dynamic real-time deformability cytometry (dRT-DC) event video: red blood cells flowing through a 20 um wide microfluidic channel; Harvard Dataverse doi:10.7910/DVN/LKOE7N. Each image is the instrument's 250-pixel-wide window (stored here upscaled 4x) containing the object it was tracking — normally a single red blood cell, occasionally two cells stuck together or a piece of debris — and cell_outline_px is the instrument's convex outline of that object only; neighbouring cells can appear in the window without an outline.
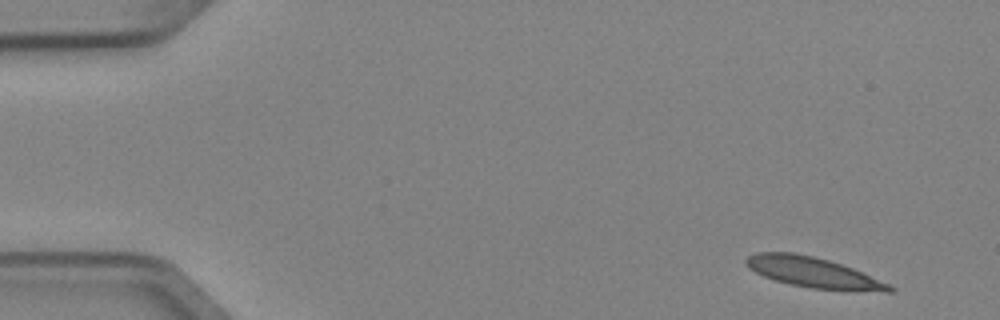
{"species": "Egyptian fruit bat (a non-hibernating species)", "species_latin": "Rousettus aegyptiacus", "temperature_condition": "cold", "stored_images_in_passage": 5, "camera_frame_rate_fps": 3000, "um_per_image_px": 0.085, "animal": {"sex": "female"}, "frame": {"image": 1, "passage_image": 1, "time_ms": 0.0, "image_size_px": [1000, 320], "cell_outline_px": [[896, 292], [884, 292], [812, 288], [792, 284], [776, 280], [764, 276], [748, 268], [744, 260], [748, 256], [756, 252], [792, 252], [812, 256], [828, 260], [852, 268], [888, 284], [896, 288]], "centroid_in_image_um": [69.11, 23.15], "position_along_channel_um": 15.9, "area_um2": 24.97}}
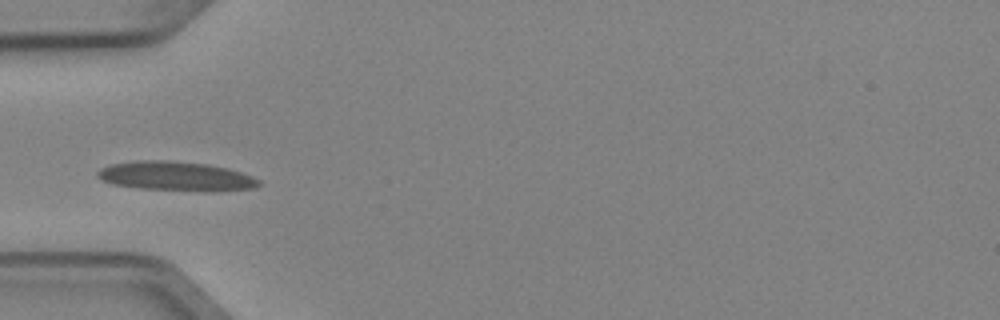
{"frame": {"image": 2, "passage_image": 4, "time_ms": 1.0, "image_size_px": [1000, 320], "cell_outline_px": [[260, 184], [256, 188], [208, 192], [140, 188], [112, 184], [100, 180], [96, 176], [96, 172], [100, 168], [112, 164], [136, 160], [172, 160], [208, 164], [228, 168], [252, 176], [260, 180]], "centroid_in_image_um": [14.95, 14.98], "position_along_channel_um": 70.0, "area_um2": 27.92}}
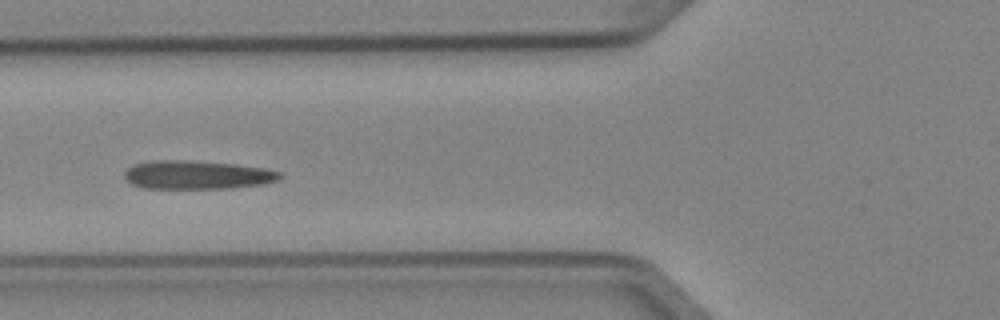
{"frame": {"image": 3, "passage_image": 5, "time_ms": 1.333, "image_size_px": [1000, 320], "cell_outline_px": [[284, 176], [276, 180], [264, 184], [232, 188], [144, 188], [132, 184], [124, 176], [124, 172], [132, 164], [152, 160], [188, 160], [236, 164], [264, 168], [280, 172]], "centroid_in_image_um": [16.75, 14.86], "position_along_channel_um": 109.0, "area_um2": 25.95}}